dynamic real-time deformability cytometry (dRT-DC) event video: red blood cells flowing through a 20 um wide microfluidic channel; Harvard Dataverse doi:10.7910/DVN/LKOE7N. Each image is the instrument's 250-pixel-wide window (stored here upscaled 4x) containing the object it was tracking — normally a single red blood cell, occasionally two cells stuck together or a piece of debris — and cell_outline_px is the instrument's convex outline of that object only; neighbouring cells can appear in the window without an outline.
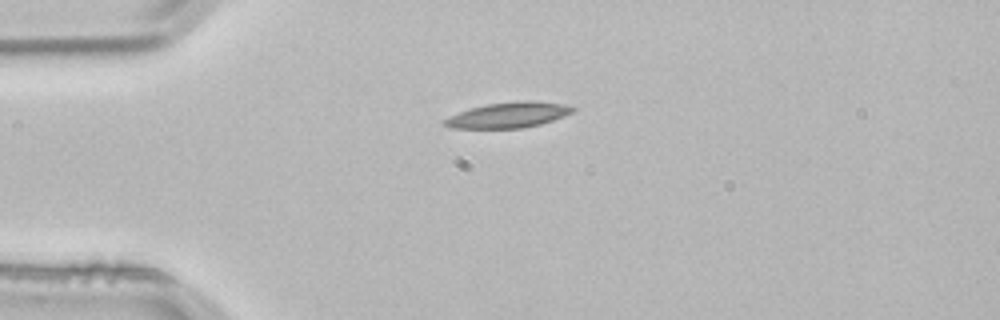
{"species": "common noctule bat (a hibernating species)", "species_latin": "Nyctalus noctula", "temperature_condition": "room temperature", "stored_images_in_passage": 3, "camera_frame_rate_fps": 3000, "um_per_image_px": 0.085, "animal": {"sex": "male", "body_mass_g": 21.5, "forearm_length_mm": 52.0}, "frame": {"image": 1, "passage_image": 3, "time_ms": 0.667, "image_size_px": [1000, 320], "cell_outline_px": [[576, 108], [572, 112], [564, 116], [540, 124], [520, 128], [452, 128], [440, 124], [444, 120], [460, 112], [484, 104], [516, 100], [532, 100], [564, 104]], "centroid_in_image_um": [43.22, 9.76], "position_along_channel_um": 41.8, "area_um2": 19.02}}